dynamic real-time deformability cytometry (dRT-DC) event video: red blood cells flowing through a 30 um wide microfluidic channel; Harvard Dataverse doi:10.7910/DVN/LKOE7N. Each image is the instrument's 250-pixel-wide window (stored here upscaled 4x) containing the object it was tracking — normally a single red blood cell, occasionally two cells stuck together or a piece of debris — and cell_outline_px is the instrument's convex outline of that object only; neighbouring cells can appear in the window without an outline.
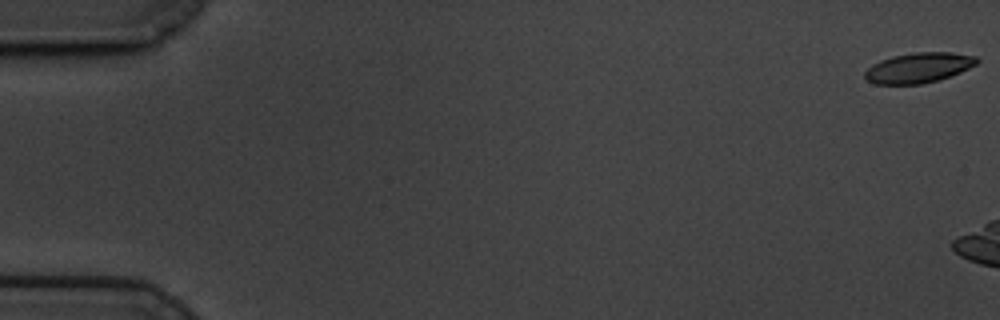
{"species": "common noctule bat (a hibernating species)", "species_latin": "Nyctalus noctula", "temperature_condition": "cold", "stored_images_in_passage": 17, "camera_frame_rate_fps": 3000, "um_per_image_px": 0.085, "animal": {"sex": "male", "body_mass_g": 19.5, "forearm_length_mm": 54.6}, "frame": {"image": 1, "passage_image": 1, "time_ms": 0.0, "image_size_px": [1000, 320], "cell_outline_px": [[980, 60], [976, 64], [960, 72], [936, 80], [920, 84], [876, 84], [868, 80], [864, 76], [864, 72], [872, 64], [880, 60], [892, 56], [912, 52], [952, 52], [976, 56]], "centroid_in_image_um": [78.07, 5.74], "position_along_channel_um": 6.9, "area_um2": 19.59}}
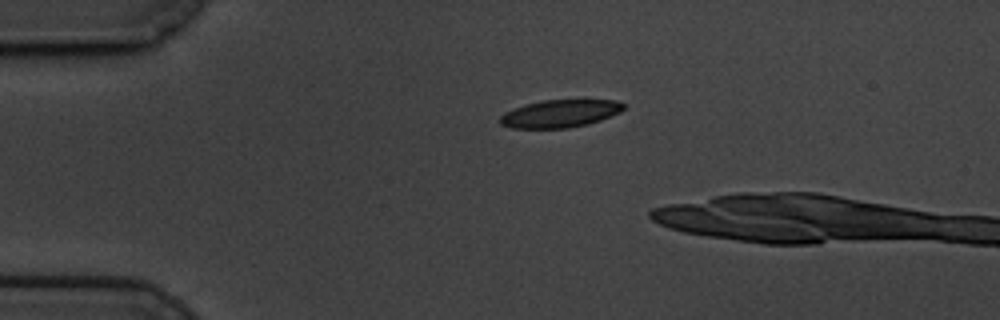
{"frame": {"image": 2, "passage_image": 14, "time_ms": 4.333, "image_size_px": [1000, 320], "cell_outline_px": [[624, 108], [620, 112], [600, 120], [588, 124], [568, 128], [512, 128], [500, 124], [500, 116], [504, 112], [512, 108], [524, 104], [544, 100], [584, 96], [616, 100], [624, 104]], "centroid_in_image_um": [47.66, 9.59], "position_along_channel_um": 37.3, "area_um2": 20.98}}